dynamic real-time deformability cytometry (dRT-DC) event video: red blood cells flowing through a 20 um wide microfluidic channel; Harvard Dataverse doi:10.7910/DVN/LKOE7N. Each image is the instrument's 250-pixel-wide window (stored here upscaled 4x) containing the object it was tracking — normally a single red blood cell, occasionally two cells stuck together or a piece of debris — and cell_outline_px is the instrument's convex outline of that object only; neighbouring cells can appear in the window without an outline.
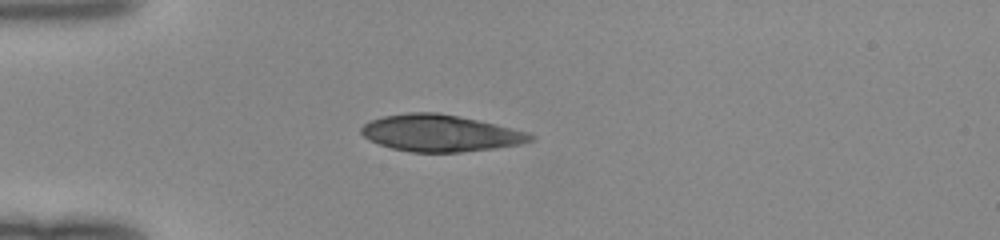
{"species": "human", "species_latin": "Homo sapiens", "temperature_condition": "room temperature", "stored_images_in_passage": 36, "camera_frame_rate_fps": 3000, "um_per_image_px": 0.085, "donor": {"sex": "female"}, "frame": {"image": 1, "passage_image": 1, "time_ms": 0.0, "image_size_px": [1000, 240], "cell_outline_px": [[536, 140], [520, 144], [496, 148], [460, 152], [412, 152], [392, 148], [380, 144], [364, 136], [360, 132], [360, 128], [368, 120], [384, 116], [408, 112], [436, 112], [460, 116], [496, 124], [528, 132], [536, 136]], "centroid_in_image_um": [37.45, 11.31], "position_along_channel_um": 47.5, "area_um2": 36.3}}
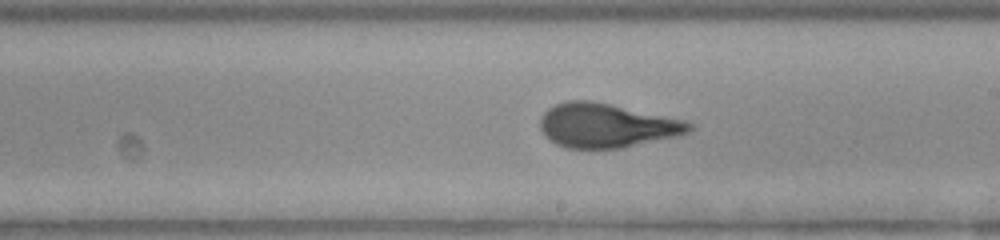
{"frame": {"image": 2, "passage_image": 16, "time_ms": 5.0, "image_size_px": [1000, 240], "cell_outline_px": [[696, 124], [688, 132], [676, 136], [620, 148], [564, 148], [548, 140], [544, 136], [540, 128], [540, 116], [548, 108], [556, 104], [568, 100], [592, 100], [684, 120]], "centroid_in_image_um": [51.51, 10.66], "position_along_channel_um": 237.5, "area_um2": 38.32}}
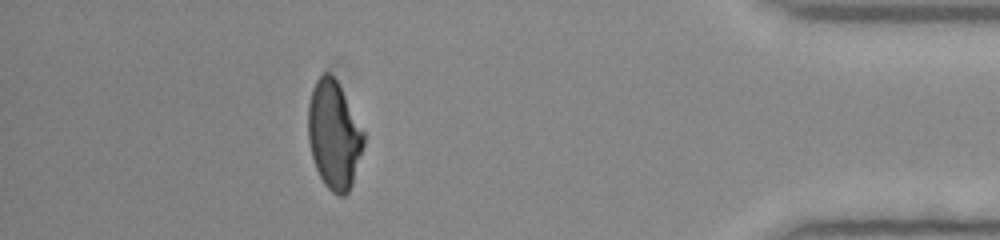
{"frame": {"image": 3, "passage_image": 31, "time_ms": 10.0, "image_size_px": [1000, 240], "cell_outline_px": [[364, 144], [352, 184], [348, 192], [344, 196], [340, 196], [332, 192], [324, 184], [316, 168], [312, 156], [308, 140], [308, 104], [312, 88], [316, 80], [324, 72], [328, 72], [336, 80], [364, 132]], "centroid_in_image_um": [28.37, 11.49], "position_along_channel_um": 406.8, "area_um2": 34.62}}